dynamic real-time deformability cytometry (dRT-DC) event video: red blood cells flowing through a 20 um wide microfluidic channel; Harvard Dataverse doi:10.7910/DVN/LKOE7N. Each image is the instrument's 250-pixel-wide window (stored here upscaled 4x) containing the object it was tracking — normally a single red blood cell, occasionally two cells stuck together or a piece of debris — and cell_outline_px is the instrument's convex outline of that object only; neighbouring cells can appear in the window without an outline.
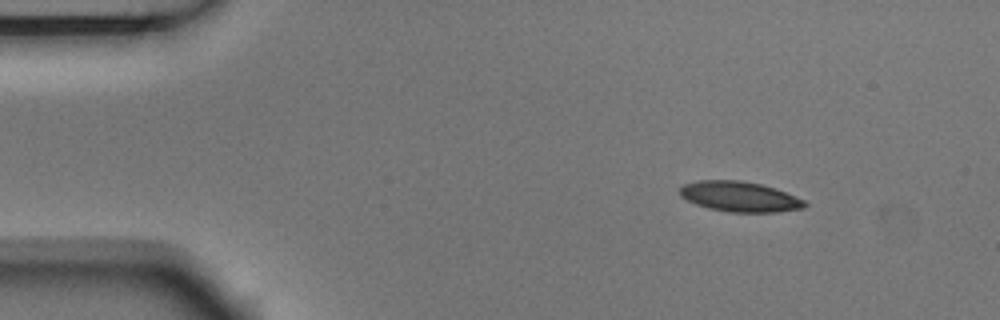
{"species": "Egyptian fruit bat (a non-hibernating species)", "species_latin": "Rousettus aegyptiacus", "temperature_condition": "room temperature", "stored_images_in_passage": 8, "camera_frame_rate_fps": 3000, "um_per_image_px": 0.085, "animal": {"sex": "male"}, "frame": {"image": 1, "passage_image": 1, "time_ms": 0.0, "image_size_px": [1000, 320], "cell_outline_px": [[808, 204], [804, 208], [776, 212], [732, 212], [708, 208], [696, 204], [680, 196], [680, 188], [684, 184], [700, 180], [740, 180], [760, 184], [784, 192], [804, 200]], "centroid_in_image_um": [62.86, 16.71], "position_along_channel_um": 22.1, "area_um2": 21.73}}
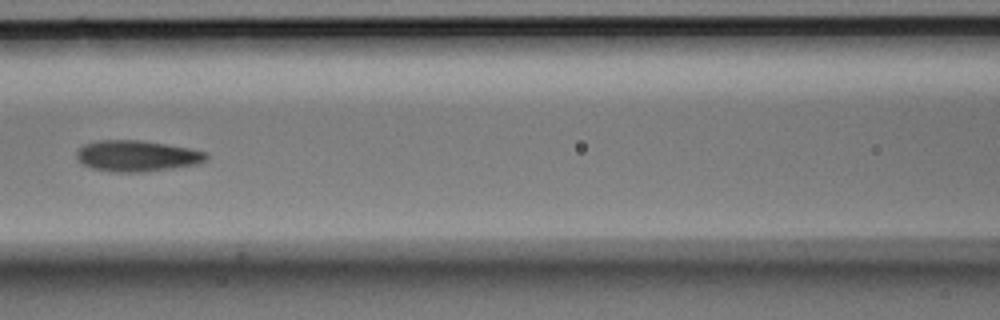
{"frame": {"image": 2, "passage_image": 5, "time_ms": 1.333, "image_size_px": [1000, 320], "cell_outline_px": [[208, 160], [200, 164], [172, 168], [140, 172], [116, 172], [92, 168], [76, 160], [76, 152], [84, 144], [96, 140], [140, 140], [188, 148], [208, 152]], "centroid_in_image_um": [11.65, 13.25], "position_along_channel_um": 154.9, "area_um2": 23.52}}
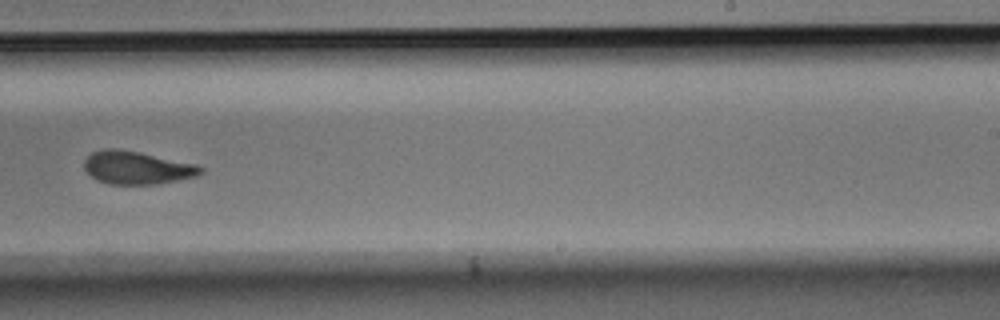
{"frame": {"image": 3, "passage_image": 8, "time_ms": 2.333, "image_size_px": [1000, 320], "cell_outline_px": [[204, 172], [200, 176], [156, 184], [108, 184], [96, 180], [84, 168], [84, 160], [92, 152], [100, 148], [116, 148], [140, 152], [196, 164], [204, 168]], "centroid_in_image_um": [11.65, 14.25], "position_along_channel_um": 277.3, "area_um2": 22.6}}